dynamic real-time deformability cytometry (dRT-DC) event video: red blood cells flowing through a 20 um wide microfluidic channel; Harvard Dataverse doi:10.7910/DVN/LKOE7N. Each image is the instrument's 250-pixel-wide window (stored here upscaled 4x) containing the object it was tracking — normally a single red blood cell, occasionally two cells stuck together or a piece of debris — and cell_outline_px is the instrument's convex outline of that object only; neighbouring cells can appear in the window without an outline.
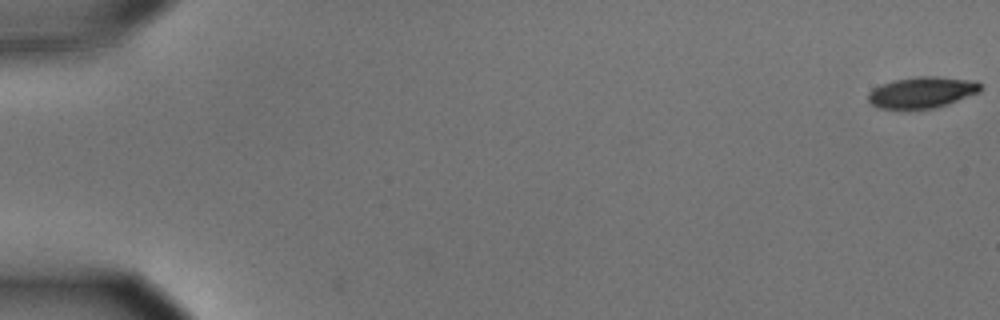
{"species": "common noctule bat (a hibernating species)", "species_latin": "Nyctalus noctula", "temperature_condition": "cold", "stored_images_in_passage": 57, "camera_frame_rate_fps": 3000, "um_per_image_px": 0.085, "animal": {"sex": "male", "body_mass_g": 15.6}, "frame": {"image": 1, "passage_image": 1, "time_ms": 0.0, "image_size_px": [1000, 320], "cell_outline_px": [[984, 88], [980, 92], [948, 104], [932, 108], [876, 108], [868, 100], [868, 92], [872, 88], [880, 84], [892, 80], [916, 76], [940, 76], [976, 80], [984, 84]], "centroid_in_image_um": [78.42, 7.82], "position_along_channel_um": 6.6, "area_um2": 20.81}}
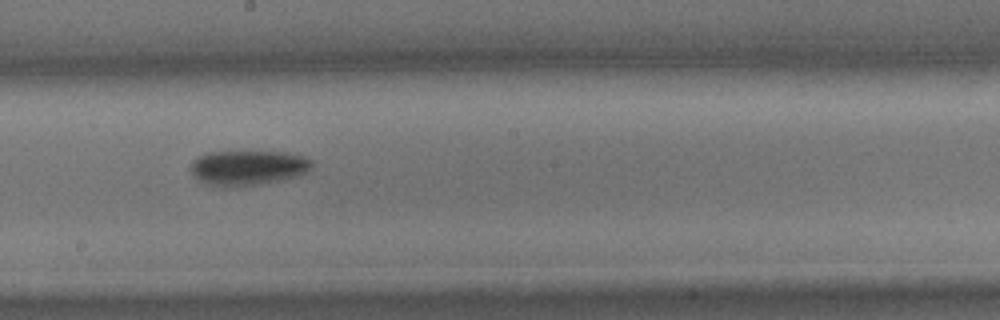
{"frame": {"image": 2, "passage_image": 33, "time_ms": 10.667, "image_size_px": [1000, 320], "cell_outline_px": [[312, 168], [304, 172], [280, 180], [260, 184], [236, 188], [220, 188], [204, 184], [188, 168], [192, 160], [196, 156], [208, 152], [288, 152], [304, 156], [312, 160]], "centroid_in_image_um": [20.99, 14.27], "position_along_channel_um": 227.2, "area_um2": 25.03}}
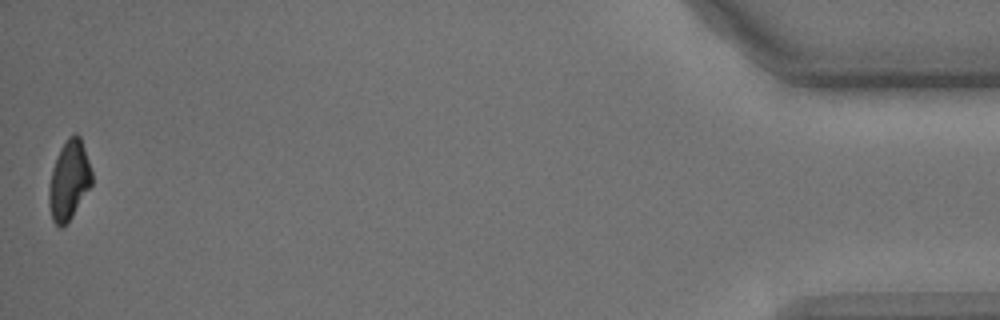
{"frame": {"image": 3, "passage_image": 57, "time_ms": 18.667, "image_size_px": [1000, 320], "cell_outline_px": [[92, 184], [72, 216], [60, 228], [52, 220], [48, 200], [48, 188], [52, 168], [60, 148], [68, 136], [76, 132], [80, 136], [92, 172]], "centroid_in_image_um": [5.85, 15.29], "position_along_channel_um": 429.3, "area_um2": 19.71}, "authors_computed_cell_mechanics": {"area_um2": 22.6576, "velocity_mm_per_s": 3.5868, "shape_relaxation_time_tau1_ms": 3.1093, "shape_relaxation_time_tau2_ms": null, "deformation_change_tau1": 0.1186, "deformation_change_tau2": null}}